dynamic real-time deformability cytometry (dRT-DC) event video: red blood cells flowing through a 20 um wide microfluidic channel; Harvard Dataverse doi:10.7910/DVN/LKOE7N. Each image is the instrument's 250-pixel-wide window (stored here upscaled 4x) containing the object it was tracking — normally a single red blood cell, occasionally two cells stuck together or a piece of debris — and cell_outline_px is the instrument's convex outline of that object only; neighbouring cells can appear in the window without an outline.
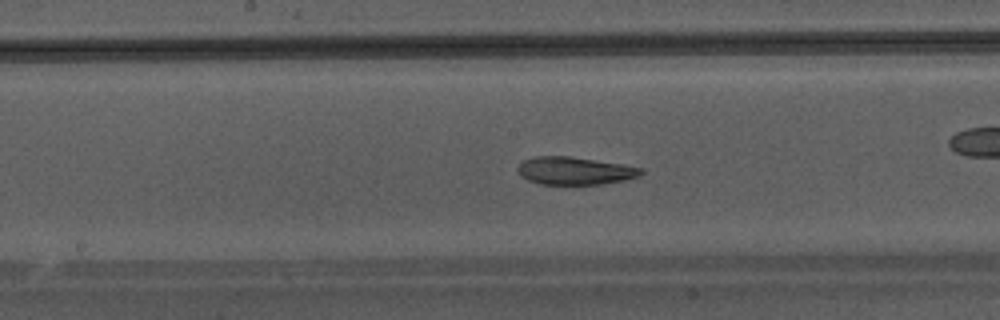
{"species": "Egyptian fruit bat (a non-hibernating species)", "species_latin": "Rousettus aegyptiacus", "temperature_condition": "warm", "stored_images_in_passage": 42, "camera_frame_rate_fps": 3000, "um_per_image_px": 0.085, "animal": {"sex": "male"}, "frame": {"image": 1, "passage_image": 19, "time_ms": 6.0, "image_size_px": [1000, 320], "cell_outline_px": [[644, 172], [636, 176], [624, 180], [600, 184], [540, 184], [528, 180], [520, 176], [516, 168], [524, 160], [536, 156], [568, 156], [620, 164], [644, 168]], "centroid_in_image_um": [48.81, 14.52], "position_along_channel_um": 199.4, "area_um2": 19.71}}